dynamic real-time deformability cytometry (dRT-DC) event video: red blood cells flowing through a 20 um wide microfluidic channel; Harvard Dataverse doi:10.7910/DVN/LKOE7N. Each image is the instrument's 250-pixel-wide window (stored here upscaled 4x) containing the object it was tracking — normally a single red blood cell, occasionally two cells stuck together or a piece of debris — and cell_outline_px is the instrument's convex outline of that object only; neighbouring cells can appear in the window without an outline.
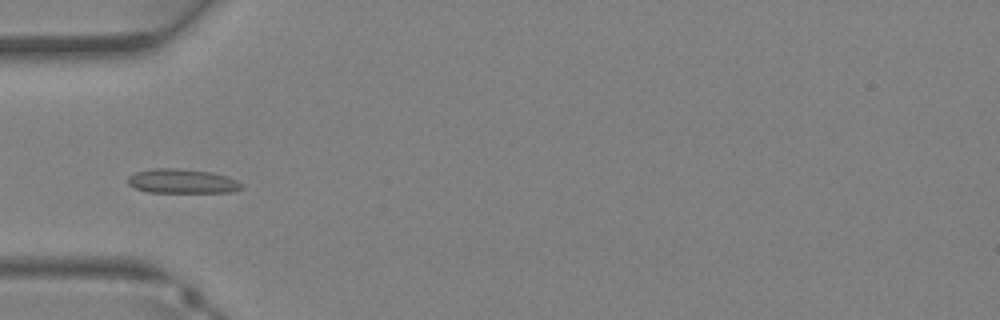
{"species": "Egyptian fruit bat (a non-hibernating species)", "species_latin": "Rousettus aegyptiacus", "temperature_condition": "warm", "stored_images_in_passage": 36, "camera_frame_rate_fps": 3000, "um_per_image_px": 0.085, "animal": {"sex": "female"}, "frame": {"image": 1, "passage_image": 11, "time_ms": 3.333, "image_size_px": [1000, 320], "cell_outline_px": [[244, 188], [232, 192], [148, 192], [136, 188], [128, 184], [128, 176], [136, 172], [152, 168], [176, 168], [212, 172], [228, 176], [244, 184]], "centroid_in_image_um": [15.52, 15.4], "position_along_channel_um": 69.5, "area_um2": 16.24}}
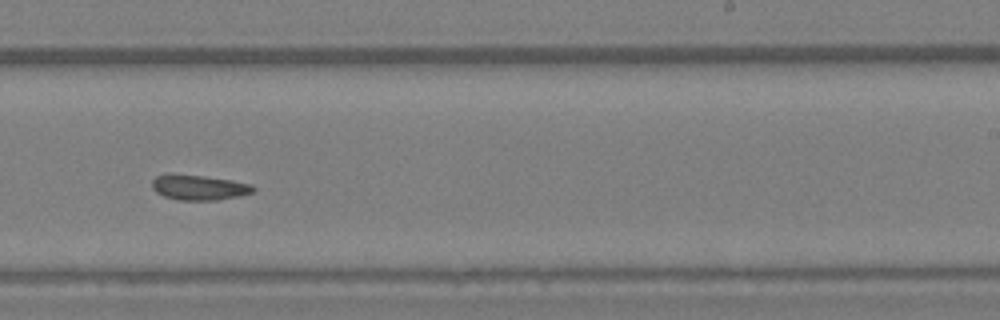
{"frame": {"image": 2, "passage_image": 22, "time_ms": 7.0, "image_size_px": [1000, 320], "cell_outline_px": [[256, 188], [252, 192], [240, 196], [216, 200], [180, 200], [164, 196], [156, 192], [152, 188], [152, 180], [156, 176], [168, 172], [204, 176], [232, 180], [252, 184]], "centroid_in_image_um": [16.88, 15.91], "position_along_channel_um": 272.1, "area_um2": 15.09}}
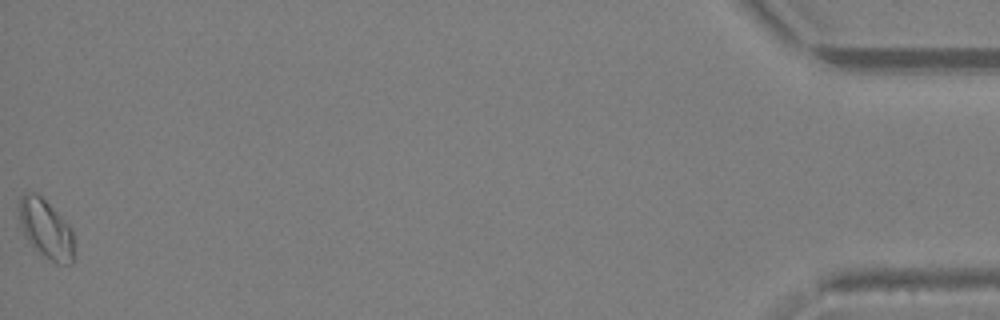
{"frame": {"image": 3, "passage_image": 36, "time_ms": 11.667, "image_size_px": [1000, 320], "cell_outline_px": [[72, 264], [56, 264], [40, 252], [28, 240], [24, 232], [20, 220], [20, 196], [24, 192], [36, 192], [72, 228]], "centroid_in_image_um": [3.9, 19.45], "position_along_channel_um": 431.3, "area_um2": 18.15}}